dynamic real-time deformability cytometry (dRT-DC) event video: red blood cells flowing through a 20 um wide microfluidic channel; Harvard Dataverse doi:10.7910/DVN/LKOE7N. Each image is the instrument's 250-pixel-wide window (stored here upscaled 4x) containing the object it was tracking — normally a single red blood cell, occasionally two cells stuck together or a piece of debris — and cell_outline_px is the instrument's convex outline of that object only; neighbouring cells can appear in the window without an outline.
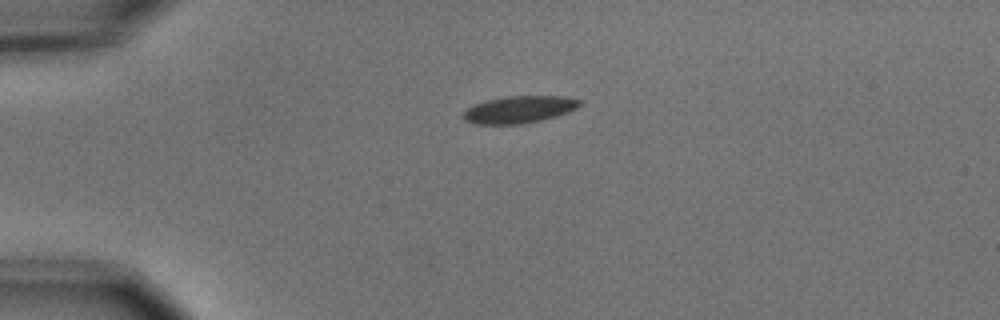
{"species": "common noctule bat (a hibernating species)", "species_latin": "Nyctalus noctula", "temperature_condition": "cold", "stored_images_in_passage": 2, "camera_frame_rate_fps": 3000, "um_per_image_px": 0.085, "animal": {"sex": "male", "body_mass_g": 15.6}, "frame": {"image": 1, "passage_image": 1, "time_ms": 0.0, "image_size_px": [1000, 320], "cell_outline_px": [[580, 104], [576, 108], [568, 112], [556, 116], [540, 120], [520, 124], [476, 124], [464, 120], [464, 112], [468, 108], [476, 104], [488, 100], [504, 96], [564, 96], [580, 100]], "centroid_in_image_um": [44.14, 9.3], "position_along_channel_um": 40.9, "area_um2": 18.15}}